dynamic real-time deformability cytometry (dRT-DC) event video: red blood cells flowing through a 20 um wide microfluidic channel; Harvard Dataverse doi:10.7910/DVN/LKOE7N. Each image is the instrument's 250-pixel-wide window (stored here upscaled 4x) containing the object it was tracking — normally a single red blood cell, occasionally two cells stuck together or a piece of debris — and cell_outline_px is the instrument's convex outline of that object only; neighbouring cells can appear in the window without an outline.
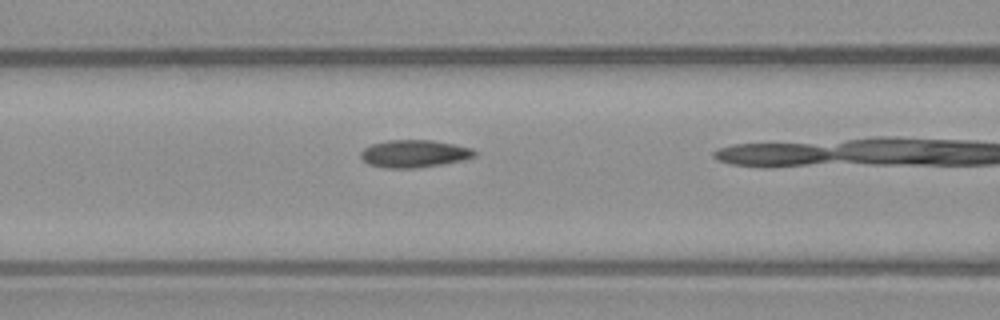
{"species": "common noctule bat (a hibernating species)", "species_latin": "Nyctalus noctula", "temperature_condition": "warm", "stored_images_in_passage": 18, "camera_frame_rate_fps": 3000, "um_per_image_px": 0.085, "animal": {"sex": "male", "body_mass_g": 23.1, "forearm_length_mm": 52.7}, "frame": {"image": 1, "passage_image": 3, "time_ms": 0.667, "image_size_px": [1000, 320], "cell_outline_px": [[476, 156], [464, 160], [416, 168], [384, 168], [368, 164], [360, 156], [360, 152], [364, 148], [372, 144], [388, 140], [432, 140], [472, 148], [476, 152]], "centroid_in_image_um": [35.2, 13.06], "position_along_channel_um": 131.4, "area_um2": 18.21}}
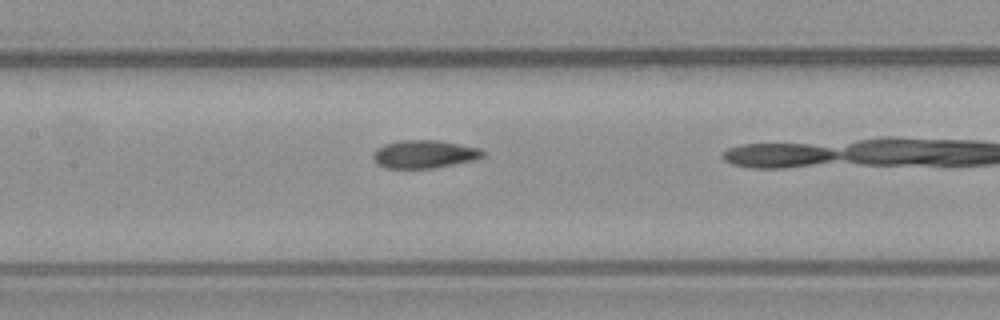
{"frame": {"image": 2, "passage_image": 6, "time_ms": 1.667, "image_size_px": [1000, 320], "cell_outline_px": [[484, 156], [472, 160], [432, 168], [384, 168], [376, 164], [372, 156], [376, 148], [384, 144], [400, 140], [436, 140], [480, 148], [484, 152]], "centroid_in_image_um": [36.0, 13.1], "position_along_channel_um": 171.4, "area_um2": 17.8}}